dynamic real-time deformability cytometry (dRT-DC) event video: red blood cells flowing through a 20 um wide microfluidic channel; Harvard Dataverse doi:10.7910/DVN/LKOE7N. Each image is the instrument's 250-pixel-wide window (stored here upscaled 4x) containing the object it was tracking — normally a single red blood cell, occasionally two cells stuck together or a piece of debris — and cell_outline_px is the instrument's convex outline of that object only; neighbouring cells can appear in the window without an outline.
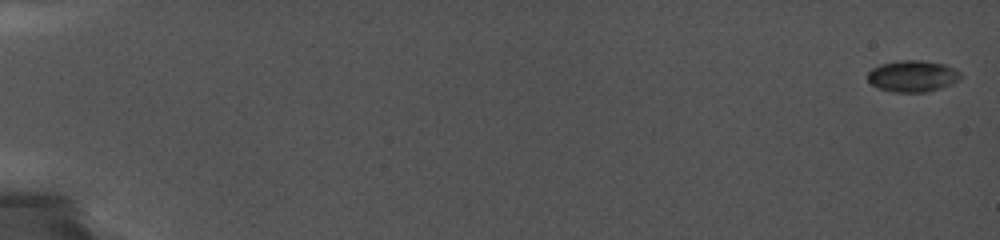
{"species": "common noctule bat (a hibernating species)", "species_latin": "Nyctalus noctula", "temperature_condition": "cold", "stored_images_in_passage": 27, "camera_frame_rate_fps": 5000, "um_per_image_px": 0.085, "animal": {"sex": "female", "body_mass_g": 19.0, "forearm_length_mm": 56.7}, "frame": {"image": 1, "passage_image": 1, "time_ms": 0.0, "image_size_px": [1000, 240], "cell_outline_px": [[960, 80], [924, 92], [896, 92], [880, 88], [872, 84], [868, 80], [868, 72], [872, 68], [880, 64], [900, 60], [920, 60], [944, 64], [956, 68], [960, 72]], "centroid_in_image_um": [77.56, 6.45], "position_along_channel_um": 7.4, "area_um2": 16.76}}
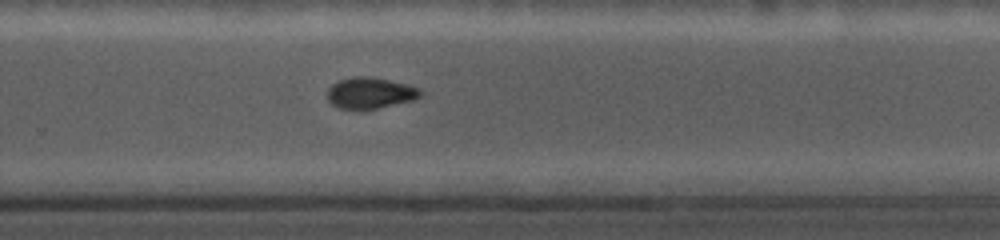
{"frame": {"image": 2, "passage_image": 20, "time_ms": 13.0, "image_size_px": [1000, 240], "cell_outline_px": [[424, 96], [412, 100], [376, 108], [340, 108], [332, 104], [328, 100], [328, 88], [332, 84], [340, 80], [352, 76], [372, 76], [408, 84], [420, 88], [424, 92]], "centroid_in_image_um": [31.51, 7.87], "position_along_channel_um": 298.3, "area_um2": 16.88}}
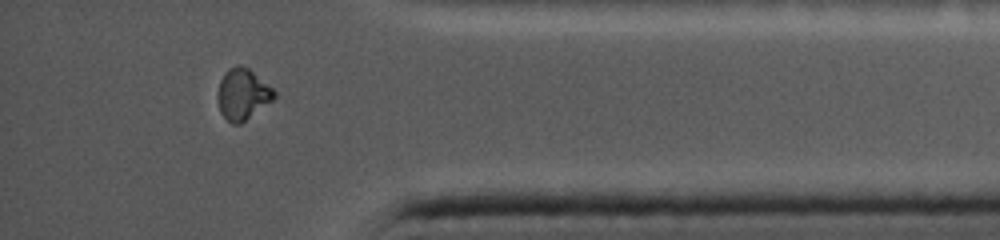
{"frame": {"image": 3, "passage_image": 25, "time_ms": 16.2, "image_size_px": [1000, 240], "cell_outline_px": [[276, 96], [272, 100], [240, 124], [232, 124], [220, 112], [216, 96], [216, 92], [220, 80], [224, 72], [228, 68], [240, 64], [248, 68], [272, 88], [276, 92]], "centroid_in_image_um": [20.58, 7.99], "position_along_channel_um": 414.6, "area_um2": 16.76}}